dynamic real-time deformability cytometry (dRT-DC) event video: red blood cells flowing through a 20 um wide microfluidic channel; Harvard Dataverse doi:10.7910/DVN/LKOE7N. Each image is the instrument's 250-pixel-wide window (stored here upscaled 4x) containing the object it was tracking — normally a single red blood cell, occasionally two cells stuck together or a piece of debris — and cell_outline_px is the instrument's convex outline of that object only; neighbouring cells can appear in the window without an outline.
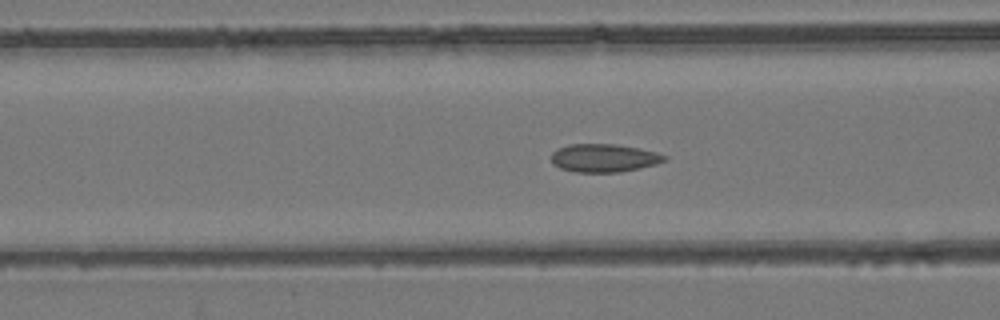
{"species": "common noctule bat (a hibernating species)", "species_latin": "Nyctalus noctula", "temperature_condition": "room temperature", "stored_images_in_passage": 54, "camera_frame_rate_fps": 3000, "um_per_image_px": 0.085, "animal": {"sex": "female", "body_mass_g": 24.6, "forearm_length_mm": 56.2}, "frame": {"image": 1, "passage_image": 22, "time_ms": 7.0, "image_size_px": [1000, 320], "cell_outline_px": [[668, 160], [656, 164], [640, 168], [620, 172], [576, 172], [560, 168], [552, 164], [552, 152], [556, 148], [568, 144], [616, 144], [640, 148], [656, 152], [668, 156]], "centroid_in_image_um": [51.35, 13.42], "position_along_channel_um": 115.3, "area_um2": 18.79}}
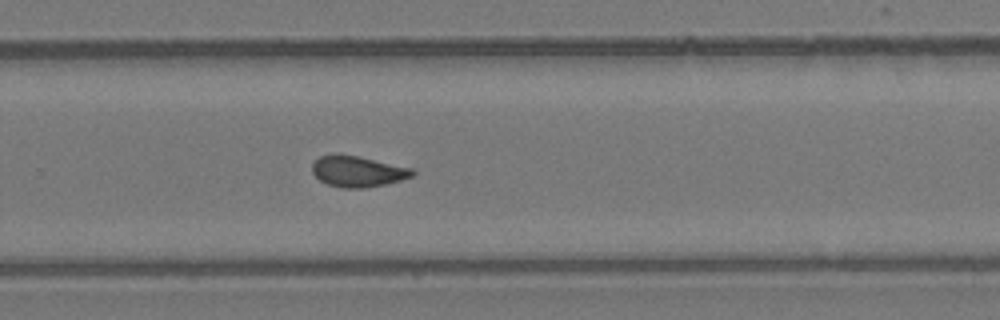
{"frame": {"image": 2, "passage_image": 36, "time_ms": 11.667, "image_size_px": [1000, 320], "cell_outline_px": [[416, 172], [412, 176], [400, 180], [384, 184], [364, 188], [340, 188], [328, 184], [320, 180], [312, 172], [312, 164], [320, 156], [332, 152], [340, 152], [416, 168]], "centroid_in_image_um": [30.41, 14.53], "position_along_channel_um": 299.4, "area_um2": 18.55}}
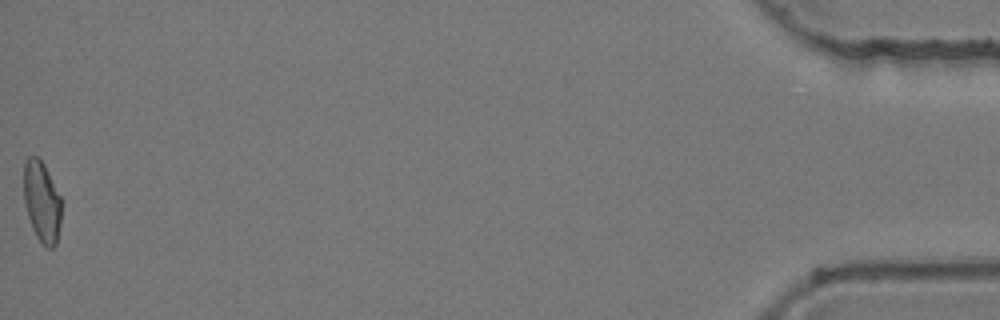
{"frame": {"image": 3, "passage_image": 54, "time_ms": 17.667, "image_size_px": [1000, 320], "cell_outline_px": [[60, 224], [56, 244], [52, 248], [44, 248], [36, 236], [32, 228], [28, 216], [24, 200], [24, 160], [28, 156], [36, 156], [44, 164], [60, 196]], "centroid_in_image_um": [3.54, 17.16], "position_along_channel_um": 431.7, "area_um2": 17.69}, "authors_computed_cell_mechanics": {"area_um2": 18.2937, "velocity_mm_per_s": 3.9589, "shape_relaxation_time_tau1_ms": null, "shape_relaxation_time_tau2_ms": 2.2555, "deformation_change_tau1": null, "deformation_change_tau2": 0.0734}}